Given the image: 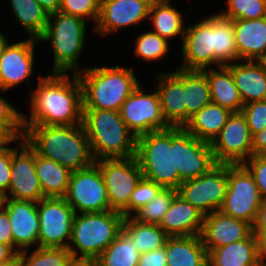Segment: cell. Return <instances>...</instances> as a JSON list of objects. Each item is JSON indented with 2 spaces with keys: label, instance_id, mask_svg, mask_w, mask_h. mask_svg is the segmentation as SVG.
<instances>
[{
  "label": "cell",
  "instance_id": "cell-1",
  "mask_svg": "<svg viewBox=\"0 0 266 266\" xmlns=\"http://www.w3.org/2000/svg\"><path fill=\"white\" fill-rule=\"evenodd\" d=\"M73 80L66 74L39 76L37 88L32 90L31 114L23 116V124L72 126L82 124V86L77 74ZM72 80V81H71Z\"/></svg>",
  "mask_w": 266,
  "mask_h": 266
},
{
  "label": "cell",
  "instance_id": "cell-2",
  "mask_svg": "<svg viewBox=\"0 0 266 266\" xmlns=\"http://www.w3.org/2000/svg\"><path fill=\"white\" fill-rule=\"evenodd\" d=\"M25 142L40 156L51 159L71 172L95 163L82 124L47 126L23 124Z\"/></svg>",
  "mask_w": 266,
  "mask_h": 266
},
{
  "label": "cell",
  "instance_id": "cell-3",
  "mask_svg": "<svg viewBox=\"0 0 266 266\" xmlns=\"http://www.w3.org/2000/svg\"><path fill=\"white\" fill-rule=\"evenodd\" d=\"M77 77L82 86L83 109L120 111L140 84L133 69L118 65L83 68Z\"/></svg>",
  "mask_w": 266,
  "mask_h": 266
},
{
  "label": "cell",
  "instance_id": "cell-4",
  "mask_svg": "<svg viewBox=\"0 0 266 266\" xmlns=\"http://www.w3.org/2000/svg\"><path fill=\"white\" fill-rule=\"evenodd\" d=\"M82 125L95 161L136 156V135L119 111L83 109Z\"/></svg>",
  "mask_w": 266,
  "mask_h": 266
},
{
  "label": "cell",
  "instance_id": "cell-5",
  "mask_svg": "<svg viewBox=\"0 0 266 266\" xmlns=\"http://www.w3.org/2000/svg\"><path fill=\"white\" fill-rule=\"evenodd\" d=\"M136 159L145 179L177 190L181 184L175 167V127L137 137Z\"/></svg>",
  "mask_w": 266,
  "mask_h": 266
},
{
  "label": "cell",
  "instance_id": "cell-6",
  "mask_svg": "<svg viewBox=\"0 0 266 266\" xmlns=\"http://www.w3.org/2000/svg\"><path fill=\"white\" fill-rule=\"evenodd\" d=\"M124 218L113 210L75 213L67 249L73 258L97 259L122 230Z\"/></svg>",
  "mask_w": 266,
  "mask_h": 266
},
{
  "label": "cell",
  "instance_id": "cell-7",
  "mask_svg": "<svg viewBox=\"0 0 266 266\" xmlns=\"http://www.w3.org/2000/svg\"><path fill=\"white\" fill-rule=\"evenodd\" d=\"M86 23L84 19L60 11L50 13L44 33L38 39L50 41L53 48L54 65L52 73H79L78 59L82 53Z\"/></svg>",
  "mask_w": 266,
  "mask_h": 266
},
{
  "label": "cell",
  "instance_id": "cell-8",
  "mask_svg": "<svg viewBox=\"0 0 266 266\" xmlns=\"http://www.w3.org/2000/svg\"><path fill=\"white\" fill-rule=\"evenodd\" d=\"M99 166L107 188L111 210L129 217V201L137 183L143 177L136 157L100 159Z\"/></svg>",
  "mask_w": 266,
  "mask_h": 266
},
{
  "label": "cell",
  "instance_id": "cell-9",
  "mask_svg": "<svg viewBox=\"0 0 266 266\" xmlns=\"http://www.w3.org/2000/svg\"><path fill=\"white\" fill-rule=\"evenodd\" d=\"M261 196L252 174L243 164H228V187L220 211L254 225Z\"/></svg>",
  "mask_w": 266,
  "mask_h": 266
},
{
  "label": "cell",
  "instance_id": "cell-10",
  "mask_svg": "<svg viewBox=\"0 0 266 266\" xmlns=\"http://www.w3.org/2000/svg\"><path fill=\"white\" fill-rule=\"evenodd\" d=\"M228 187V163H216L203 176L181 182L178 195L203 215L219 211Z\"/></svg>",
  "mask_w": 266,
  "mask_h": 266
},
{
  "label": "cell",
  "instance_id": "cell-11",
  "mask_svg": "<svg viewBox=\"0 0 266 266\" xmlns=\"http://www.w3.org/2000/svg\"><path fill=\"white\" fill-rule=\"evenodd\" d=\"M64 198L75 213L111 210L107 188L96 163L71 173L68 191Z\"/></svg>",
  "mask_w": 266,
  "mask_h": 266
},
{
  "label": "cell",
  "instance_id": "cell-12",
  "mask_svg": "<svg viewBox=\"0 0 266 266\" xmlns=\"http://www.w3.org/2000/svg\"><path fill=\"white\" fill-rule=\"evenodd\" d=\"M37 212L38 247L68 248L75 211L66 199L45 197L37 202Z\"/></svg>",
  "mask_w": 266,
  "mask_h": 266
},
{
  "label": "cell",
  "instance_id": "cell-13",
  "mask_svg": "<svg viewBox=\"0 0 266 266\" xmlns=\"http://www.w3.org/2000/svg\"><path fill=\"white\" fill-rule=\"evenodd\" d=\"M142 90L140 84L119 111L121 118L136 137L170 127L163 117L156 89L151 94H145Z\"/></svg>",
  "mask_w": 266,
  "mask_h": 266
},
{
  "label": "cell",
  "instance_id": "cell-14",
  "mask_svg": "<svg viewBox=\"0 0 266 266\" xmlns=\"http://www.w3.org/2000/svg\"><path fill=\"white\" fill-rule=\"evenodd\" d=\"M216 163L243 164L252 155V135L241 112H232L210 143Z\"/></svg>",
  "mask_w": 266,
  "mask_h": 266
},
{
  "label": "cell",
  "instance_id": "cell-15",
  "mask_svg": "<svg viewBox=\"0 0 266 266\" xmlns=\"http://www.w3.org/2000/svg\"><path fill=\"white\" fill-rule=\"evenodd\" d=\"M215 164L209 142L199 140L184 127H175V167L182 182L203 176Z\"/></svg>",
  "mask_w": 266,
  "mask_h": 266
},
{
  "label": "cell",
  "instance_id": "cell-16",
  "mask_svg": "<svg viewBox=\"0 0 266 266\" xmlns=\"http://www.w3.org/2000/svg\"><path fill=\"white\" fill-rule=\"evenodd\" d=\"M17 146L12 148L9 196L2 198L39 202L45 197L36 174L35 151L25 142L24 137H20Z\"/></svg>",
  "mask_w": 266,
  "mask_h": 266
},
{
  "label": "cell",
  "instance_id": "cell-17",
  "mask_svg": "<svg viewBox=\"0 0 266 266\" xmlns=\"http://www.w3.org/2000/svg\"><path fill=\"white\" fill-rule=\"evenodd\" d=\"M214 15L185 28L182 40L183 64L179 69L202 71L214 65Z\"/></svg>",
  "mask_w": 266,
  "mask_h": 266
},
{
  "label": "cell",
  "instance_id": "cell-18",
  "mask_svg": "<svg viewBox=\"0 0 266 266\" xmlns=\"http://www.w3.org/2000/svg\"><path fill=\"white\" fill-rule=\"evenodd\" d=\"M39 40L28 38L25 41L10 44L5 39L0 47V90L6 92L33 73L34 47Z\"/></svg>",
  "mask_w": 266,
  "mask_h": 266
},
{
  "label": "cell",
  "instance_id": "cell-19",
  "mask_svg": "<svg viewBox=\"0 0 266 266\" xmlns=\"http://www.w3.org/2000/svg\"><path fill=\"white\" fill-rule=\"evenodd\" d=\"M153 0H100L99 17L94 31L101 36L149 19Z\"/></svg>",
  "mask_w": 266,
  "mask_h": 266
},
{
  "label": "cell",
  "instance_id": "cell-20",
  "mask_svg": "<svg viewBox=\"0 0 266 266\" xmlns=\"http://www.w3.org/2000/svg\"><path fill=\"white\" fill-rule=\"evenodd\" d=\"M1 206L9 216L15 252L28 250L34 244H37L38 247L37 202L2 198Z\"/></svg>",
  "mask_w": 266,
  "mask_h": 266
},
{
  "label": "cell",
  "instance_id": "cell-21",
  "mask_svg": "<svg viewBox=\"0 0 266 266\" xmlns=\"http://www.w3.org/2000/svg\"><path fill=\"white\" fill-rule=\"evenodd\" d=\"M253 232L248 222L223 214L220 210L204 215L201 239L207 253L246 239Z\"/></svg>",
  "mask_w": 266,
  "mask_h": 266
},
{
  "label": "cell",
  "instance_id": "cell-22",
  "mask_svg": "<svg viewBox=\"0 0 266 266\" xmlns=\"http://www.w3.org/2000/svg\"><path fill=\"white\" fill-rule=\"evenodd\" d=\"M159 77L155 87L166 123L170 127L186 125V107L183 89V70L156 74Z\"/></svg>",
  "mask_w": 266,
  "mask_h": 266
},
{
  "label": "cell",
  "instance_id": "cell-23",
  "mask_svg": "<svg viewBox=\"0 0 266 266\" xmlns=\"http://www.w3.org/2000/svg\"><path fill=\"white\" fill-rule=\"evenodd\" d=\"M204 215L178 194L159 226L169 237L200 235Z\"/></svg>",
  "mask_w": 266,
  "mask_h": 266
},
{
  "label": "cell",
  "instance_id": "cell-24",
  "mask_svg": "<svg viewBox=\"0 0 266 266\" xmlns=\"http://www.w3.org/2000/svg\"><path fill=\"white\" fill-rule=\"evenodd\" d=\"M238 60H257L266 52V16L232 20Z\"/></svg>",
  "mask_w": 266,
  "mask_h": 266
},
{
  "label": "cell",
  "instance_id": "cell-25",
  "mask_svg": "<svg viewBox=\"0 0 266 266\" xmlns=\"http://www.w3.org/2000/svg\"><path fill=\"white\" fill-rule=\"evenodd\" d=\"M226 66L231 71L244 105L266 100V72L256 61L240 60Z\"/></svg>",
  "mask_w": 266,
  "mask_h": 266
},
{
  "label": "cell",
  "instance_id": "cell-26",
  "mask_svg": "<svg viewBox=\"0 0 266 266\" xmlns=\"http://www.w3.org/2000/svg\"><path fill=\"white\" fill-rule=\"evenodd\" d=\"M262 261L258 237L252 232L246 239L213 249L209 266H257Z\"/></svg>",
  "mask_w": 266,
  "mask_h": 266
},
{
  "label": "cell",
  "instance_id": "cell-27",
  "mask_svg": "<svg viewBox=\"0 0 266 266\" xmlns=\"http://www.w3.org/2000/svg\"><path fill=\"white\" fill-rule=\"evenodd\" d=\"M167 266H207L208 253L200 235L168 237Z\"/></svg>",
  "mask_w": 266,
  "mask_h": 266
},
{
  "label": "cell",
  "instance_id": "cell-28",
  "mask_svg": "<svg viewBox=\"0 0 266 266\" xmlns=\"http://www.w3.org/2000/svg\"><path fill=\"white\" fill-rule=\"evenodd\" d=\"M218 69L210 67L202 70L209 82L211 102L227 108L231 112H241L244 105L243 100L235 86L230 69L224 65Z\"/></svg>",
  "mask_w": 266,
  "mask_h": 266
},
{
  "label": "cell",
  "instance_id": "cell-29",
  "mask_svg": "<svg viewBox=\"0 0 266 266\" xmlns=\"http://www.w3.org/2000/svg\"><path fill=\"white\" fill-rule=\"evenodd\" d=\"M231 114L229 109L210 102L191 116L184 128L199 140L211 143Z\"/></svg>",
  "mask_w": 266,
  "mask_h": 266
},
{
  "label": "cell",
  "instance_id": "cell-30",
  "mask_svg": "<svg viewBox=\"0 0 266 266\" xmlns=\"http://www.w3.org/2000/svg\"><path fill=\"white\" fill-rule=\"evenodd\" d=\"M35 169L44 197H65L71 171L61 164L35 152Z\"/></svg>",
  "mask_w": 266,
  "mask_h": 266
},
{
  "label": "cell",
  "instance_id": "cell-31",
  "mask_svg": "<svg viewBox=\"0 0 266 266\" xmlns=\"http://www.w3.org/2000/svg\"><path fill=\"white\" fill-rule=\"evenodd\" d=\"M170 0H153L149 10V20L153 24L156 34L169 41L178 35L182 38L185 24L182 15L169 3ZM153 14V15H152Z\"/></svg>",
  "mask_w": 266,
  "mask_h": 266
},
{
  "label": "cell",
  "instance_id": "cell-32",
  "mask_svg": "<svg viewBox=\"0 0 266 266\" xmlns=\"http://www.w3.org/2000/svg\"><path fill=\"white\" fill-rule=\"evenodd\" d=\"M122 229L131 237L140 254L165 246L169 237L159 225L139 222L133 216L124 218Z\"/></svg>",
  "mask_w": 266,
  "mask_h": 266
},
{
  "label": "cell",
  "instance_id": "cell-33",
  "mask_svg": "<svg viewBox=\"0 0 266 266\" xmlns=\"http://www.w3.org/2000/svg\"><path fill=\"white\" fill-rule=\"evenodd\" d=\"M183 89L187 124L191 116L211 102L210 86L202 71L183 70Z\"/></svg>",
  "mask_w": 266,
  "mask_h": 266
},
{
  "label": "cell",
  "instance_id": "cell-34",
  "mask_svg": "<svg viewBox=\"0 0 266 266\" xmlns=\"http://www.w3.org/2000/svg\"><path fill=\"white\" fill-rule=\"evenodd\" d=\"M214 64L226 66L238 61L232 20L214 13ZM229 62V63H228Z\"/></svg>",
  "mask_w": 266,
  "mask_h": 266
},
{
  "label": "cell",
  "instance_id": "cell-35",
  "mask_svg": "<svg viewBox=\"0 0 266 266\" xmlns=\"http://www.w3.org/2000/svg\"><path fill=\"white\" fill-rule=\"evenodd\" d=\"M15 18L30 38L39 39L45 31L49 13L36 0H10Z\"/></svg>",
  "mask_w": 266,
  "mask_h": 266
},
{
  "label": "cell",
  "instance_id": "cell-36",
  "mask_svg": "<svg viewBox=\"0 0 266 266\" xmlns=\"http://www.w3.org/2000/svg\"><path fill=\"white\" fill-rule=\"evenodd\" d=\"M140 255L131 237L122 229L97 259L101 266H137Z\"/></svg>",
  "mask_w": 266,
  "mask_h": 266
},
{
  "label": "cell",
  "instance_id": "cell-37",
  "mask_svg": "<svg viewBox=\"0 0 266 266\" xmlns=\"http://www.w3.org/2000/svg\"><path fill=\"white\" fill-rule=\"evenodd\" d=\"M27 253L19 252L21 266H69L73 259L67 248L37 247L30 256Z\"/></svg>",
  "mask_w": 266,
  "mask_h": 266
},
{
  "label": "cell",
  "instance_id": "cell-38",
  "mask_svg": "<svg viewBox=\"0 0 266 266\" xmlns=\"http://www.w3.org/2000/svg\"><path fill=\"white\" fill-rule=\"evenodd\" d=\"M177 194L175 189L163 188L151 202L138 210L133 217L142 223L159 225Z\"/></svg>",
  "mask_w": 266,
  "mask_h": 266
},
{
  "label": "cell",
  "instance_id": "cell-39",
  "mask_svg": "<svg viewBox=\"0 0 266 266\" xmlns=\"http://www.w3.org/2000/svg\"><path fill=\"white\" fill-rule=\"evenodd\" d=\"M227 8L217 13L229 20H253L266 16V0H227Z\"/></svg>",
  "mask_w": 266,
  "mask_h": 266
},
{
  "label": "cell",
  "instance_id": "cell-40",
  "mask_svg": "<svg viewBox=\"0 0 266 266\" xmlns=\"http://www.w3.org/2000/svg\"><path fill=\"white\" fill-rule=\"evenodd\" d=\"M136 57L145 61L161 60L169 50V42L152 31L139 35L134 48Z\"/></svg>",
  "mask_w": 266,
  "mask_h": 266
},
{
  "label": "cell",
  "instance_id": "cell-41",
  "mask_svg": "<svg viewBox=\"0 0 266 266\" xmlns=\"http://www.w3.org/2000/svg\"><path fill=\"white\" fill-rule=\"evenodd\" d=\"M23 116L0 96V129L10 139L24 137Z\"/></svg>",
  "mask_w": 266,
  "mask_h": 266
},
{
  "label": "cell",
  "instance_id": "cell-42",
  "mask_svg": "<svg viewBox=\"0 0 266 266\" xmlns=\"http://www.w3.org/2000/svg\"><path fill=\"white\" fill-rule=\"evenodd\" d=\"M162 189V186L142 177L132 192L129 201V216H133L143 206L151 202Z\"/></svg>",
  "mask_w": 266,
  "mask_h": 266
},
{
  "label": "cell",
  "instance_id": "cell-43",
  "mask_svg": "<svg viewBox=\"0 0 266 266\" xmlns=\"http://www.w3.org/2000/svg\"><path fill=\"white\" fill-rule=\"evenodd\" d=\"M99 7L100 0H61L59 11L97 23Z\"/></svg>",
  "mask_w": 266,
  "mask_h": 266
},
{
  "label": "cell",
  "instance_id": "cell-44",
  "mask_svg": "<svg viewBox=\"0 0 266 266\" xmlns=\"http://www.w3.org/2000/svg\"><path fill=\"white\" fill-rule=\"evenodd\" d=\"M241 113L246 119L252 136L266 127V100L253 101L243 105Z\"/></svg>",
  "mask_w": 266,
  "mask_h": 266
},
{
  "label": "cell",
  "instance_id": "cell-45",
  "mask_svg": "<svg viewBox=\"0 0 266 266\" xmlns=\"http://www.w3.org/2000/svg\"><path fill=\"white\" fill-rule=\"evenodd\" d=\"M243 165L252 174L262 199H266V155H252Z\"/></svg>",
  "mask_w": 266,
  "mask_h": 266
},
{
  "label": "cell",
  "instance_id": "cell-46",
  "mask_svg": "<svg viewBox=\"0 0 266 266\" xmlns=\"http://www.w3.org/2000/svg\"><path fill=\"white\" fill-rule=\"evenodd\" d=\"M20 138L11 139L5 146L0 148V196H7L11 177L12 148L7 145Z\"/></svg>",
  "mask_w": 266,
  "mask_h": 266
},
{
  "label": "cell",
  "instance_id": "cell-47",
  "mask_svg": "<svg viewBox=\"0 0 266 266\" xmlns=\"http://www.w3.org/2000/svg\"><path fill=\"white\" fill-rule=\"evenodd\" d=\"M137 266H167V251L165 246L142 253Z\"/></svg>",
  "mask_w": 266,
  "mask_h": 266
},
{
  "label": "cell",
  "instance_id": "cell-48",
  "mask_svg": "<svg viewBox=\"0 0 266 266\" xmlns=\"http://www.w3.org/2000/svg\"><path fill=\"white\" fill-rule=\"evenodd\" d=\"M0 243L9 245L15 251L9 216L2 206H0Z\"/></svg>",
  "mask_w": 266,
  "mask_h": 266
},
{
  "label": "cell",
  "instance_id": "cell-49",
  "mask_svg": "<svg viewBox=\"0 0 266 266\" xmlns=\"http://www.w3.org/2000/svg\"><path fill=\"white\" fill-rule=\"evenodd\" d=\"M266 231V199H262L258 208L257 218L253 225V233L259 237Z\"/></svg>",
  "mask_w": 266,
  "mask_h": 266
},
{
  "label": "cell",
  "instance_id": "cell-50",
  "mask_svg": "<svg viewBox=\"0 0 266 266\" xmlns=\"http://www.w3.org/2000/svg\"><path fill=\"white\" fill-rule=\"evenodd\" d=\"M253 155H266V127L252 136Z\"/></svg>",
  "mask_w": 266,
  "mask_h": 266
},
{
  "label": "cell",
  "instance_id": "cell-51",
  "mask_svg": "<svg viewBox=\"0 0 266 266\" xmlns=\"http://www.w3.org/2000/svg\"><path fill=\"white\" fill-rule=\"evenodd\" d=\"M49 14L59 11L61 0H36Z\"/></svg>",
  "mask_w": 266,
  "mask_h": 266
},
{
  "label": "cell",
  "instance_id": "cell-52",
  "mask_svg": "<svg viewBox=\"0 0 266 266\" xmlns=\"http://www.w3.org/2000/svg\"><path fill=\"white\" fill-rule=\"evenodd\" d=\"M16 254L9 245L0 243V263L11 260Z\"/></svg>",
  "mask_w": 266,
  "mask_h": 266
},
{
  "label": "cell",
  "instance_id": "cell-53",
  "mask_svg": "<svg viewBox=\"0 0 266 266\" xmlns=\"http://www.w3.org/2000/svg\"><path fill=\"white\" fill-rule=\"evenodd\" d=\"M69 266H101L98 259L73 258Z\"/></svg>",
  "mask_w": 266,
  "mask_h": 266
},
{
  "label": "cell",
  "instance_id": "cell-54",
  "mask_svg": "<svg viewBox=\"0 0 266 266\" xmlns=\"http://www.w3.org/2000/svg\"><path fill=\"white\" fill-rule=\"evenodd\" d=\"M259 251L262 261L266 260V231H264L259 237Z\"/></svg>",
  "mask_w": 266,
  "mask_h": 266
},
{
  "label": "cell",
  "instance_id": "cell-55",
  "mask_svg": "<svg viewBox=\"0 0 266 266\" xmlns=\"http://www.w3.org/2000/svg\"><path fill=\"white\" fill-rule=\"evenodd\" d=\"M0 266H21L19 253H17L11 260L0 263Z\"/></svg>",
  "mask_w": 266,
  "mask_h": 266
},
{
  "label": "cell",
  "instance_id": "cell-56",
  "mask_svg": "<svg viewBox=\"0 0 266 266\" xmlns=\"http://www.w3.org/2000/svg\"><path fill=\"white\" fill-rule=\"evenodd\" d=\"M11 139L0 129V148L5 146Z\"/></svg>",
  "mask_w": 266,
  "mask_h": 266
},
{
  "label": "cell",
  "instance_id": "cell-57",
  "mask_svg": "<svg viewBox=\"0 0 266 266\" xmlns=\"http://www.w3.org/2000/svg\"><path fill=\"white\" fill-rule=\"evenodd\" d=\"M260 67L266 72V52L261 55L257 60H255Z\"/></svg>",
  "mask_w": 266,
  "mask_h": 266
},
{
  "label": "cell",
  "instance_id": "cell-58",
  "mask_svg": "<svg viewBox=\"0 0 266 266\" xmlns=\"http://www.w3.org/2000/svg\"><path fill=\"white\" fill-rule=\"evenodd\" d=\"M6 39V37L4 36V34L1 33L0 31V47H1V44L2 42Z\"/></svg>",
  "mask_w": 266,
  "mask_h": 266
},
{
  "label": "cell",
  "instance_id": "cell-59",
  "mask_svg": "<svg viewBox=\"0 0 266 266\" xmlns=\"http://www.w3.org/2000/svg\"><path fill=\"white\" fill-rule=\"evenodd\" d=\"M257 266H266V262L265 261H261Z\"/></svg>",
  "mask_w": 266,
  "mask_h": 266
},
{
  "label": "cell",
  "instance_id": "cell-60",
  "mask_svg": "<svg viewBox=\"0 0 266 266\" xmlns=\"http://www.w3.org/2000/svg\"><path fill=\"white\" fill-rule=\"evenodd\" d=\"M1 203H2V196H0V206H1Z\"/></svg>",
  "mask_w": 266,
  "mask_h": 266
}]
</instances>
